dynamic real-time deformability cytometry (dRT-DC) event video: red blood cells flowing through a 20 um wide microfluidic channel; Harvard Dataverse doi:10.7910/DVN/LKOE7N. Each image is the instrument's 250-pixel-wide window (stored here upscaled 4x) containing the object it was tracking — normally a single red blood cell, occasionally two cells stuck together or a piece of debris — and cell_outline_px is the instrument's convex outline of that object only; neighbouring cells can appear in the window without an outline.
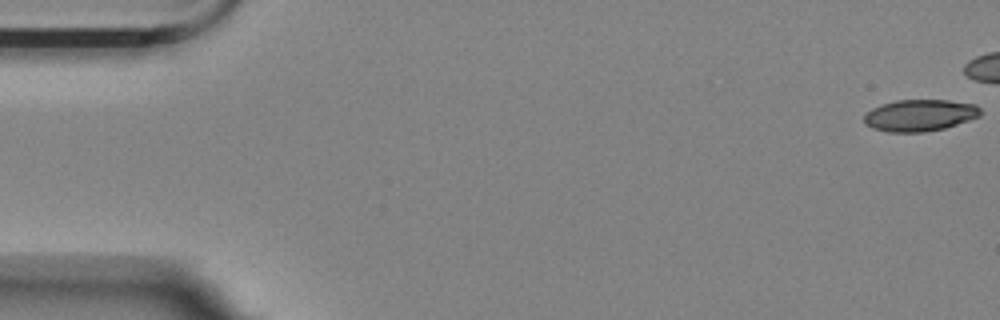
{"species": "Egyptian fruit bat (a non-hibernating species)", "species_latin": "Rousettus aegyptiacus", "temperature_condition": "room temperature", "stored_images_in_passage": 3, "camera_frame_rate_fps": 3000, "um_per_image_px": 0.085, "animal": {"sex": "female"}, "frame": {"image": 1, "passage_image": 1, "time_ms": 0.0, "image_size_px": [1000, 320], "cell_outline_px": [[980, 116], [944, 128], [924, 132], [888, 132], [872, 128], [864, 124], [864, 116], [872, 108], [880, 104], [896, 100], [948, 100], [976, 104], [980, 108]], "centroid_in_image_um": [78.16, 9.8], "position_along_channel_um": 6.8, "area_um2": 21.5}}